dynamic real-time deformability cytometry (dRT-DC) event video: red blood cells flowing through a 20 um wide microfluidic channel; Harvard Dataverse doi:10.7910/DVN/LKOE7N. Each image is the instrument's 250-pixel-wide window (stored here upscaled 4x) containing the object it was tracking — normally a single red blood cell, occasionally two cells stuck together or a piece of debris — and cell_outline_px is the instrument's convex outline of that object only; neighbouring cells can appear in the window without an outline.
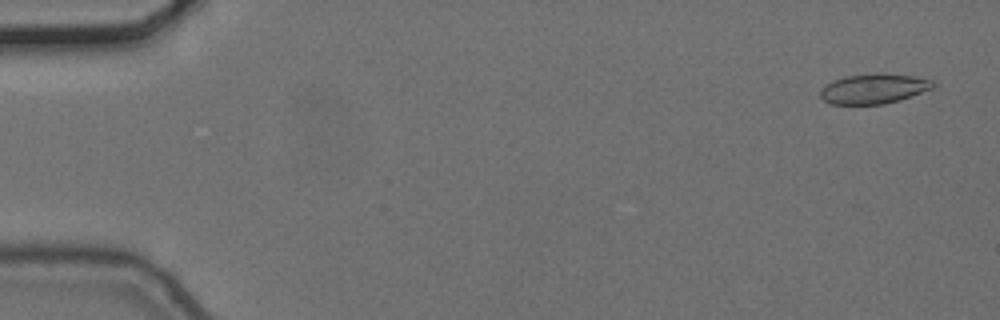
{"species": "common noctule bat (a hibernating species)", "species_latin": "Nyctalus noctula", "temperature_condition": "cold", "stored_images_in_passage": 4, "camera_frame_rate_fps": 3000, "um_per_image_px": 0.085, "animal": {"sex": "female", "body_mass_g": 24.6, "forearm_length_mm": 56.2}, "frame": {"image": 1, "passage_image": 1, "time_ms": 0.0, "image_size_px": [1000, 320], "cell_outline_px": [[936, 84], [932, 88], [900, 100], [884, 104], [832, 104], [824, 100], [820, 96], [820, 88], [836, 80], [848, 76], [876, 72], [880, 72], [912, 76], [932, 80]], "centroid_in_image_um": [74.28, 7.53], "position_along_channel_um": 10.7, "area_um2": 19.54}}
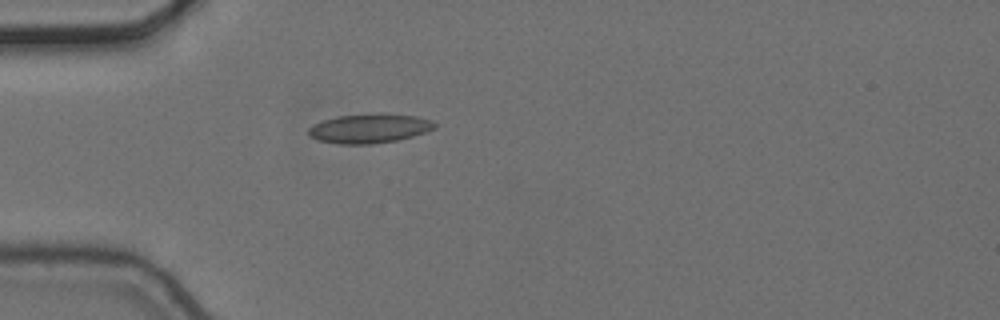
{"frame": {"image": 2, "passage_image": 4, "time_ms": 1.0, "image_size_px": [1000, 320], "cell_outline_px": [[436, 128], [412, 136], [396, 140], [372, 144], [340, 144], [316, 140], [308, 136], [308, 128], [312, 124], [336, 116], [376, 112], [384, 112], [416, 116], [432, 120], [436, 124]], "centroid_in_image_um": [31.37, 10.89], "position_along_channel_um": 53.6, "area_um2": 21.96}}